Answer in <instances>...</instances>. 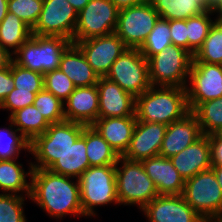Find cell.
<instances>
[{
	"label": "cell",
	"mask_w": 222,
	"mask_h": 222,
	"mask_svg": "<svg viewBox=\"0 0 222 222\" xmlns=\"http://www.w3.org/2000/svg\"><path fill=\"white\" fill-rule=\"evenodd\" d=\"M14 89L13 61L8 68L0 70V104L6 96Z\"/></svg>",
	"instance_id": "obj_42"
},
{
	"label": "cell",
	"mask_w": 222,
	"mask_h": 222,
	"mask_svg": "<svg viewBox=\"0 0 222 222\" xmlns=\"http://www.w3.org/2000/svg\"><path fill=\"white\" fill-rule=\"evenodd\" d=\"M172 45L188 51V36L186 20H169Z\"/></svg>",
	"instance_id": "obj_41"
},
{
	"label": "cell",
	"mask_w": 222,
	"mask_h": 222,
	"mask_svg": "<svg viewBox=\"0 0 222 222\" xmlns=\"http://www.w3.org/2000/svg\"><path fill=\"white\" fill-rule=\"evenodd\" d=\"M72 42L63 37L37 36L22 44L13 61L21 67L45 74L59 69L60 58Z\"/></svg>",
	"instance_id": "obj_7"
},
{
	"label": "cell",
	"mask_w": 222,
	"mask_h": 222,
	"mask_svg": "<svg viewBox=\"0 0 222 222\" xmlns=\"http://www.w3.org/2000/svg\"><path fill=\"white\" fill-rule=\"evenodd\" d=\"M160 18L152 3H145L119 10L114 33L127 48L140 49Z\"/></svg>",
	"instance_id": "obj_11"
},
{
	"label": "cell",
	"mask_w": 222,
	"mask_h": 222,
	"mask_svg": "<svg viewBox=\"0 0 222 222\" xmlns=\"http://www.w3.org/2000/svg\"><path fill=\"white\" fill-rule=\"evenodd\" d=\"M16 159L0 160V189L5 194H18L25 192L30 198L31 182H27L26 176L32 175V162L29 164V172H25L22 164H17Z\"/></svg>",
	"instance_id": "obj_26"
},
{
	"label": "cell",
	"mask_w": 222,
	"mask_h": 222,
	"mask_svg": "<svg viewBox=\"0 0 222 222\" xmlns=\"http://www.w3.org/2000/svg\"><path fill=\"white\" fill-rule=\"evenodd\" d=\"M193 55L182 47L170 45L148 59L151 86L186 88Z\"/></svg>",
	"instance_id": "obj_5"
},
{
	"label": "cell",
	"mask_w": 222,
	"mask_h": 222,
	"mask_svg": "<svg viewBox=\"0 0 222 222\" xmlns=\"http://www.w3.org/2000/svg\"><path fill=\"white\" fill-rule=\"evenodd\" d=\"M9 120L30 143L50 126V123L34 105L17 110L9 117Z\"/></svg>",
	"instance_id": "obj_28"
},
{
	"label": "cell",
	"mask_w": 222,
	"mask_h": 222,
	"mask_svg": "<svg viewBox=\"0 0 222 222\" xmlns=\"http://www.w3.org/2000/svg\"><path fill=\"white\" fill-rule=\"evenodd\" d=\"M64 109L66 121L91 126L99 115V93L97 85L76 87L69 95Z\"/></svg>",
	"instance_id": "obj_19"
},
{
	"label": "cell",
	"mask_w": 222,
	"mask_h": 222,
	"mask_svg": "<svg viewBox=\"0 0 222 222\" xmlns=\"http://www.w3.org/2000/svg\"><path fill=\"white\" fill-rule=\"evenodd\" d=\"M78 12L67 0H43L39 19L32 35L63 37L72 42Z\"/></svg>",
	"instance_id": "obj_12"
},
{
	"label": "cell",
	"mask_w": 222,
	"mask_h": 222,
	"mask_svg": "<svg viewBox=\"0 0 222 222\" xmlns=\"http://www.w3.org/2000/svg\"><path fill=\"white\" fill-rule=\"evenodd\" d=\"M213 13H219L217 16V19H215V22L218 24H222V4H220L214 11Z\"/></svg>",
	"instance_id": "obj_49"
},
{
	"label": "cell",
	"mask_w": 222,
	"mask_h": 222,
	"mask_svg": "<svg viewBox=\"0 0 222 222\" xmlns=\"http://www.w3.org/2000/svg\"><path fill=\"white\" fill-rule=\"evenodd\" d=\"M14 88L39 93L44 89L43 74L19 66L13 61Z\"/></svg>",
	"instance_id": "obj_39"
},
{
	"label": "cell",
	"mask_w": 222,
	"mask_h": 222,
	"mask_svg": "<svg viewBox=\"0 0 222 222\" xmlns=\"http://www.w3.org/2000/svg\"><path fill=\"white\" fill-rule=\"evenodd\" d=\"M111 1L115 4V6L119 10H121L124 8H129L131 6H136V5L145 3L149 0H111Z\"/></svg>",
	"instance_id": "obj_45"
},
{
	"label": "cell",
	"mask_w": 222,
	"mask_h": 222,
	"mask_svg": "<svg viewBox=\"0 0 222 222\" xmlns=\"http://www.w3.org/2000/svg\"><path fill=\"white\" fill-rule=\"evenodd\" d=\"M33 105L50 124L65 121V104L51 92L45 89L41 90L36 94Z\"/></svg>",
	"instance_id": "obj_35"
},
{
	"label": "cell",
	"mask_w": 222,
	"mask_h": 222,
	"mask_svg": "<svg viewBox=\"0 0 222 222\" xmlns=\"http://www.w3.org/2000/svg\"><path fill=\"white\" fill-rule=\"evenodd\" d=\"M121 162L123 166L118 167ZM116 188L119 204H137L142 210L159 195L154 182L146 174L139 161H130L122 156L115 165Z\"/></svg>",
	"instance_id": "obj_4"
},
{
	"label": "cell",
	"mask_w": 222,
	"mask_h": 222,
	"mask_svg": "<svg viewBox=\"0 0 222 222\" xmlns=\"http://www.w3.org/2000/svg\"><path fill=\"white\" fill-rule=\"evenodd\" d=\"M54 173L49 169L33 168L30 199L51 217L84 216L78 179Z\"/></svg>",
	"instance_id": "obj_1"
},
{
	"label": "cell",
	"mask_w": 222,
	"mask_h": 222,
	"mask_svg": "<svg viewBox=\"0 0 222 222\" xmlns=\"http://www.w3.org/2000/svg\"><path fill=\"white\" fill-rule=\"evenodd\" d=\"M214 170V174L216 176L217 182L222 190V166L212 165L211 167Z\"/></svg>",
	"instance_id": "obj_48"
},
{
	"label": "cell",
	"mask_w": 222,
	"mask_h": 222,
	"mask_svg": "<svg viewBox=\"0 0 222 222\" xmlns=\"http://www.w3.org/2000/svg\"><path fill=\"white\" fill-rule=\"evenodd\" d=\"M213 135L217 138V139H222V126L220 128H218Z\"/></svg>",
	"instance_id": "obj_51"
},
{
	"label": "cell",
	"mask_w": 222,
	"mask_h": 222,
	"mask_svg": "<svg viewBox=\"0 0 222 222\" xmlns=\"http://www.w3.org/2000/svg\"><path fill=\"white\" fill-rule=\"evenodd\" d=\"M99 93L98 118L136 116V98L106 77L97 82Z\"/></svg>",
	"instance_id": "obj_17"
},
{
	"label": "cell",
	"mask_w": 222,
	"mask_h": 222,
	"mask_svg": "<svg viewBox=\"0 0 222 222\" xmlns=\"http://www.w3.org/2000/svg\"><path fill=\"white\" fill-rule=\"evenodd\" d=\"M160 18L186 20L210 9L207 0H149Z\"/></svg>",
	"instance_id": "obj_25"
},
{
	"label": "cell",
	"mask_w": 222,
	"mask_h": 222,
	"mask_svg": "<svg viewBox=\"0 0 222 222\" xmlns=\"http://www.w3.org/2000/svg\"><path fill=\"white\" fill-rule=\"evenodd\" d=\"M35 96L36 93L31 91H24L14 88L0 104V108L11 111V114L9 115L11 116L17 110L33 105Z\"/></svg>",
	"instance_id": "obj_40"
},
{
	"label": "cell",
	"mask_w": 222,
	"mask_h": 222,
	"mask_svg": "<svg viewBox=\"0 0 222 222\" xmlns=\"http://www.w3.org/2000/svg\"><path fill=\"white\" fill-rule=\"evenodd\" d=\"M10 120V128L0 129V160L17 159L22 149L30 152V142L13 128Z\"/></svg>",
	"instance_id": "obj_34"
},
{
	"label": "cell",
	"mask_w": 222,
	"mask_h": 222,
	"mask_svg": "<svg viewBox=\"0 0 222 222\" xmlns=\"http://www.w3.org/2000/svg\"><path fill=\"white\" fill-rule=\"evenodd\" d=\"M191 87L186 86L187 104L193 111L199 104L222 97V65L192 62Z\"/></svg>",
	"instance_id": "obj_13"
},
{
	"label": "cell",
	"mask_w": 222,
	"mask_h": 222,
	"mask_svg": "<svg viewBox=\"0 0 222 222\" xmlns=\"http://www.w3.org/2000/svg\"><path fill=\"white\" fill-rule=\"evenodd\" d=\"M59 69L70 78L75 87L96 85L100 78L87 62L81 49L73 43L62 53Z\"/></svg>",
	"instance_id": "obj_23"
},
{
	"label": "cell",
	"mask_w": 222,
	"mask_h": 222,
	"mask_svg": "<svg viewBox=\"0 0 222 222\" xmlns=\"http://www.w3.org/2000/svg\"><path fill=\"white\" fill-rule=\"evenodd\" d=\"M43 0H8V12L22 19L31 29L42 11Z\"/></svg>",
	"instance_id": "obj_38"
},
{
	"label": "cell",
	"mask_w": 222,
	"mask_h": 222,
	"mask_svg": "<svg viewBox=\"0 0 222 222\" xmlns=\"http://www.w3.org/2000/svg\"><path fill=\"white\" fill-rule=\"evenodd\" d=\"M141 211L149 222H206L182 195H158Z\"/></svg>",
	"instance_id": "obj_15"
},
{
	"label": "cell",
	"mask_w": 222,
	"mask_h": 222,
	"mask_svg": "<svg viewBox=\"0 0 222 222\" xmlns=\"http://www.w3.org/2000/svg\"><path fill=\"white\" fill-rule=\"evenodd\" d=\"M212 13L213 12L209 9L200 15L186 19L188 51L193 56L202 47L204 40L209 34L210 28L215 23V21H212L209 17Z\"/></svg>",
	"instance_id": "obj_31"
},
{
	"label": "cell",
	"mask_w": 222,
	"mask_h": 222,
	"mask_svg": "<svg viewBox=\"0 0 222 222\" xmlns=\"http://www.w3.org/2000/svg\"><path fill=\"white\" fill-rule=\"evenodd\" d=\"M13 55L11 54L10 51L5 50L1 45H0V70L4 68H8L12 61H13Z\"/></svg>",
	"instance_id": "obj_44"
},
{
	"label": "cell",
	"mask_w": 222,
	"mask_h": 222,
	"mask_svg": "<svg viewBox=\"0 0 222 222\" xmlns=\"http://www.w3.org/2000/svg\"><path fill=\"white\" fill-rule=\"evenodd\" d=\"M192 113L196 116L203 135H212L222 126V97L199 104Z\"/></svg>",
	"instance_id": "obj_30"
},
{
	"label": "cell",
	"mask_w": 222,
	"mask_h": 222,
	"mask_svg": "<svg viewBox=\"0 0 222 222\" xmlns=\"http://www.w3.org/2000/svg\"><path fill=\"white\" fill-rule=\"evenodd\" d=\"M193 62L222 65V24H213L202 47L195 53Z\"/></svg>",
	"instance_id": "obj_32"
},
{
	"label": "cell",
	"mask_w": 222,
	"mask_h": 222,
	"mask_svg": "<svg viewBox=\"0 0 222 222\" xmlns=\"http://www.w3.org/2000/svg\"><path fill=\"white\" fill-rule=\"evenodd\" d=\"M86 155L90 166L116 165L120 157L92 125L86 126Z\"/></svg>",
	"instance_id": "obj_29"
},
{
	"label": "cell",
	"mask_w": 222,
	"mask_h": 222,
	"mask_svg": "<svg viewBox=\"0 0 222 222\" xmlns=\"http://www.w3.org/2000/svg\"><path fill=\"white\" fill-rule=\"evenodd\" d=\"M119 9L111 0H90L78 13L72 43L113 34Z\"/></svg>",
	"instance_id": "obj_9"
},
{
	"label": "cell",
	"mask_w": 222,
	"mask_h": 222,
	"mask_svg": "<svg viewBox=\"0 0 222 222\" xmlns=\"http://www.w3.org/2000/svg\"><path fill=\"white\" fill-rule=\"evenodd\" d=\"M189 112L186 88L151 86L136 97L135 115L138 121L168 125Z\"/></svg>",
	"instance_id": "obj_2"
},
{
	"label": "cell",
	"mask_w": 222,
	"mask_h": 222,
	"mask_svg": "<svg viewBox=\"0 0 222 222\" xmlns=\"http://www.w3.org/2000/svg\"><path fill=\"white\" fill-rule=\"evenodd\" d=\"M22 194H0V222H26Z\"/></svg>",
	"instance_id": "obj_37"
},
{
	"label": "cell",
	"mask_w": 222,
	"mask_h": 222,
	"mask_svg": "<svg viewBox=\"0 0 222 222\" xmlns=\"http://www.w3.org/2000/svg\"><path fill=\"white\" fill-rule=\"evenodd\" d=\"M90 167L86 155V126L82 135L48 169L54 173L78 179Z\"/></svg>",
	"instance_id": "obj_24"
},
{
	"label": "cell",
	"mask_w": 222,
	"mask_h": 222,
	"mask_svg": "<svg viewBox=\"0 0 222 222\" xmlns=\"http://www.w3.org/2000/svg\"><path fill=\"white\" fill-rule=\"evenodd\" d=\"M170 45H172V42L169 20L159 18L139 50L148 60L151 56L167 49Z\"/></svg>",
	"instance_id": "obj_33"
},
{
	"label": "cell",
	"mask_w": 222,
	"mask_h": 222,
	"mask_svg": "<svg viewBox=\"0 0 222 222\" xmlns=\"http://www.w3.org/2000/svg\"><path fill=\"white\" fill-rule=\"evenodd\" d=\"M182 196L206 222L222 216V190L212 168L185 180Z\"/></svg>",
	"instance_id": "obj_8"
},
{
	"label": "cell",
	"mask_w": 222,
	"mask_h": 222,
	"mask_svg": "<svg viewBox=\"0 0 222 222\" xmlns=\"http://www.w3.org/2000/svg\"><path fill=\"white\" fill-rule=\"evenodd\" d=\"M32 37V29L15 14L8 12L0 23V45L14 55ZM9 48V49H8Z\"/></svg>",
	"instance_id": "obj_27"
},
{
	"label": "cell",
	"mask_w": 222,
	"mask_h": 222,
	"mask_svg": "<svg viewBox=\"0 0 222 222\" xmlns=\"http://www.w3.org/2000/svg\"><path fill=\"white\" fill-rule=\"evenodd\" d=\"M84 216H94L95 206L117 203L115 165L90 166L78 178Z\"/></svg>",
	"instance_id": "obj_6"
},
{
	"label": "cell",
	"mask_w": 222,
	"mask_h": 222,
	"mask_svg": "<svg viewBox=\"0 0 222 222\" xmlns=\"http://www.w3.org/2000/svg\"><path fill=\"white\" fill-rule=\"evenodd\" d=\"M136 122V116L108 117L98 118L92 126L122 156L128 149Z\"/></svg>",
	"instance_id": "obj_22"
},
{
	"label": "cell",
	"mask_w": 222,
	"mask_h": 222,
	"mask_svg": "<svg viewBox=\"0 0 222 222\" xmlns=\"http://www.w3.org/2000/svg\"><path fill=\"white\" fill-rule=\"evenodd\" d=\"M210 222H222V216L221 217H217L214 220H211Z\"/></svg>",
	"instance_id": "obj_52"
},
{
	"label": "cell",
	"mask_w": 222,
	"mask_h": 222,
	"mask_svg": "<svg viewBox=\"0 0 222 222\" xmlns=\"http://www.w3.org/2000/svg\"><path fill=\"white\" fill-rule=\"evenodd\" d=\"M86 125L62 121L50 124L46 131L30 143V153L37 160L32 168L48 169L82 135Z\"/></svg>",
	"instance_id": "obj_3"
},
{
	"label": "cell",
	"mask_w": 222,
	"mask_h": 222,
	"mask_svg": "<svg viewBox=\"0 0 222 222\" xmlns=\"http://www.w3.org/2000/svg\"><path fill=\"white\" fill-rule=\"evenodd\" d=\"M212 165L222 166V139L209 135Z\"/></svg>",
	"instance_id": "obj_43"
},
{
	"label": "cell",
	"mask_w": 222,
	"mask_h": 222,
	"mask_svg": "<svg viewBox=\"0 0 222 222\" xmlns=\"http://www.w3.org/2000/svg\"><path fill=\"white\" fill-rule=\"evenodd\" d=\"M141 163L159 195H182L185 180L169 158L158 155L142 160Z\"/></svg>",
	"instance_id": "obj_21"
},
{
	"label": "cell",
	"mask_w": 222,
	"mask_h": 222,
	"mask_svg": "<svg viewBox=\"0 0 222 222\" xmlns=\"http://www.w3.org/2000/svg\"><path fill=\"white\" fill-rule=\"evenodd\" d=\"M174 168L187 180L212 167L210 138L203 135L180 153L169 158Z\"/></svg>",
	"instance_id": "obj_20"
},
{
	"label": "cell",
	"mask_w": 222,
	"mask_h": 222,
	"mask_svg": "<svg viewBox=\"0 0 222 222\" xmlns=\"http://www.w3.org/2000/svg\"><path fill=\"white\" fill-rule=\"evenodd\" d=\"M43 76L44 89L51 92L63 103L76 88L70 78L60 69L46 72Z\"/></svg>",
	"instance_id": "obj_36"
},
{
	"label": "cell",
	"mask_w": 222,
	"mask_h": 222,
	"mask_svg": "<svg viewBox=\"0 0 222 222\" xmlns=\"http://www.w3.org/2000/svg\"><path fill=\"white\" fill-rule=\"evenodd\" d=\"M106 78L135 98L151 87L148 60L139 49L127 48L112 64Z\"/></svg>",
	"instance_id": "obj_10"
},
{
	"label": "cell",
	"mask_w": 222,
	"mask_h": 222,
	"mask_svg": "<svg viewBox=\"0 0 222 222\" xmlns=\"http://www.w3.org/2000/svg\"><path fill=\"white\" fill-rule=\"evenodd\" d=\"M70 5L79 13L90 0H67Z\"/></svg>",
	"instance_id": "obj_46"
},
{
	"label": "cell",
	"mask_w": 222,
	"mask_h": 222,
	"mask_svg": "<svg viewBox=\"0 0 222 222\" xmlns=\"http://www.w3.org/2000/svg\"><path fill=\"white\" fill-rule=\"evenodd\" d=\"M220 4L222 0H210V10L213 12Z\"/></svg>",
	"instance_id": "obj_50"
},
{
	"label": "cell",
	"mask_w": 222,
	"mask_h": 222,
	"mask_svg": "<svg viewBox=\"0 0 222 222\" xmlns=\"http://www.w3.org/2000/svg\"><path fill=\"white\" fill-rule=\"evenodd\" d=\"M75 44L99 77H106L112 64L127 49L115 33L78 41Z\"/></svg>",
	"instance_id": "obj_14"
},
{
	"label": "cell",
	"mask_w": 222,
	"mask_h": 222,
	"mask_svg": "<svg viewBox=\"0 0 222 222\" xmlns=\"http://www.w3.org/2000/svg\"><path fill=\"white\" fill-rule=\"evenodd\" d=\"M8 13V0H0V23Z\"/></svg>",
	"instance_id": "obj_47"
},
{
	"label": "cell",
	"mask_w": 222,
	"mask_h": 222,
	"mask_svg": "<svg viewBox=\"0 0 222 222\" xmlns=\"http://www.w3.org/2000/svg\"><path fill=\"white\" fill-rule=\"evenodd\" d=\"M167 125L142 122L135 124L128 149L122 155L130 161H139L158 156L165 136Z\"/></svg>",
	"instance_id": "obj_16"
},
{
	"label": "cell",
	"mask_w": 222,
	"mask_h": 222,
	"mask_svg": "<svg viewBox=\"0 0 222 222\" xmlns=\"http://www.w3.org/2000/svg\"><path fill=\"white\" fill-rule=\"evenodd\" d=\"M202 136L198 120L190 111L182 119L167 125L159 155L170 158L180 153Z\"/></svg>",
	"instance_id": "obj_18"
}]
</instances>
